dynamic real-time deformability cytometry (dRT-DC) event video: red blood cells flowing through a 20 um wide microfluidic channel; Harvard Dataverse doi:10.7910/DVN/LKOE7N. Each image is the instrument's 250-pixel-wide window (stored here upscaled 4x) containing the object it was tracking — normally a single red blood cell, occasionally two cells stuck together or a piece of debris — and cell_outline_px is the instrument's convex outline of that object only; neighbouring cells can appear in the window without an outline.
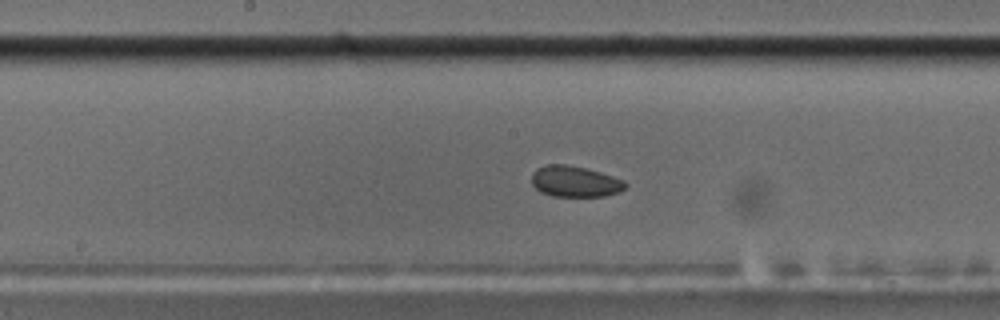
{"species": "common noctule bat (a hibernating species)", "species_latin": "Nyctalus noctula", "temperature_condition": "cold", "stored_images_in_passage": 53, "camera_frame_rate_fps": 3000, "um_per_image_px": 0.085, "animal": {"sex": "male", "body_mass_g": 17.5, "forearm_length_mm": 52.3}, "frame": {"image": 1, "passage_image": 26, "time_ms": 8.333, "image_size_px": [1000, 320], "cell_outline_px": [[628, 184], [620, 192], [604, 196], [552, 196], [540, 192], [532, 184], [532, 172], [536, 168], [548, 164], [564, 164], [584, 168], [600, 172], [624, 180]], "centroid_in_image_um": [48.86, 15.43], "position_along_channel_um": 199.3, "area_um2": 16.94}}
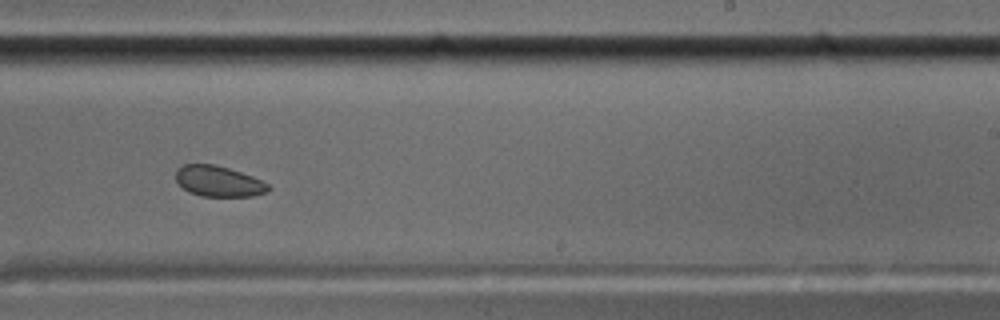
{"frame": {"image": 2, "passage_image": 32, "time_ms": 10.333, "image_size_px": [1000, 320], "cell_outline_px": [[272, 188], [268, 192], [252, 196], [200, 196], [188, 192], [176, 180], [176, 168], [184, 164], [216, 164], [252, 176], [268, 184]], "centroid_in_image_um": [18.57, 15.41], "position_along_channel_um": 270.4, "area_um2": 16.59}}
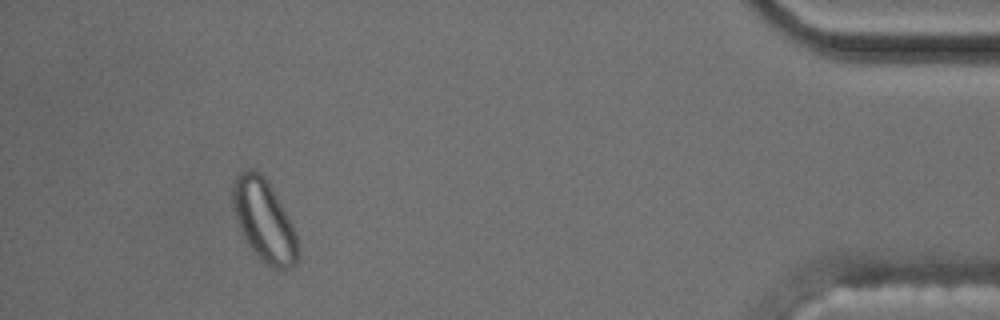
{"frame": {"image": 3, "passage_image": 49, "time_ms": 16.0, "image_size_px": [1000, 320], "cell_outline_px": [[300, 256], [296, 264], [288, 268], [276, 268], [268, 264], [248, 244], [240, 232], [232, 208], [232, 184], [236, 176], [244, 168], [252, 168], [260, 172], [268, 180], [288, 216], [296, 236]], "centroid_in_image_um": [22.42, 18.68], "position_along_channel_um": 412.8, "area_um2": 31.04}, "authors_computed_cell_mechanics": {"area_um2": 17.2822, "velocity_mm_per_s": 3.5602, "shape_relaxation_time_tau1_ms": null, "shape_relaxation_time_tau2_ms": 2.6073, "deformation_change_tau1": null, "deformation_change_tau2": 0.0478}}